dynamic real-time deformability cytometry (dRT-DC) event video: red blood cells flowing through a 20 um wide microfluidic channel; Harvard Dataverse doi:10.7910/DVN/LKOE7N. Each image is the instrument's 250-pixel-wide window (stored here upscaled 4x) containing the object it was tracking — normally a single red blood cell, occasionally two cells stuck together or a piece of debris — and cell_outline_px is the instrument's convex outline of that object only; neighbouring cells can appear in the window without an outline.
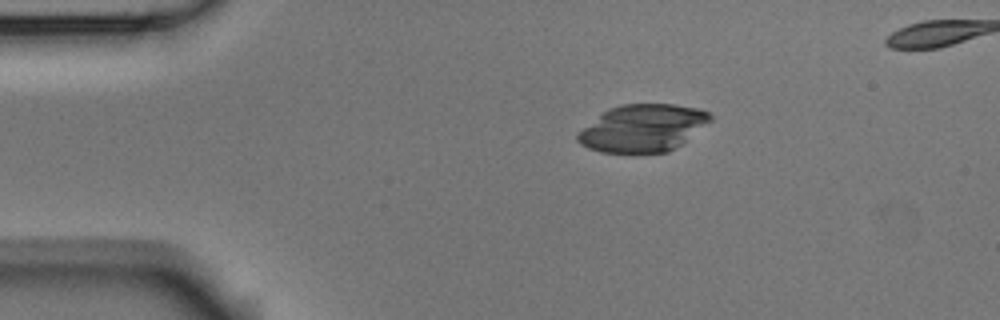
{"species": "Egyptian fruit bat (a non-hibernating species)", "species_latin": "Rousettus aegyptiacus", "temperature_condition": "room temperature", "stored_images_in_passage": 4, "camera_frame_rate_fps": 3000, "um_per_image_px": 0.085, "animal": {"sex": "male"}, "frame": {"image": 1, "passage_image": 2, "time_ms": 0.333, "image_size_px": [1000, 320], "cell_outline_px": [[712, 120], [680, 144], [668, 152], [600, 152], [588, 148], [580, 144], [576, 140], [576, 132], [608, 108], [620, 104], [676, 104], [700, 108], [708, 112], [712, 116]], "centroid_in_image_um": [54.6, 10.87], "position_along_channel_um": 30.4, "area_um2": 36.53}}